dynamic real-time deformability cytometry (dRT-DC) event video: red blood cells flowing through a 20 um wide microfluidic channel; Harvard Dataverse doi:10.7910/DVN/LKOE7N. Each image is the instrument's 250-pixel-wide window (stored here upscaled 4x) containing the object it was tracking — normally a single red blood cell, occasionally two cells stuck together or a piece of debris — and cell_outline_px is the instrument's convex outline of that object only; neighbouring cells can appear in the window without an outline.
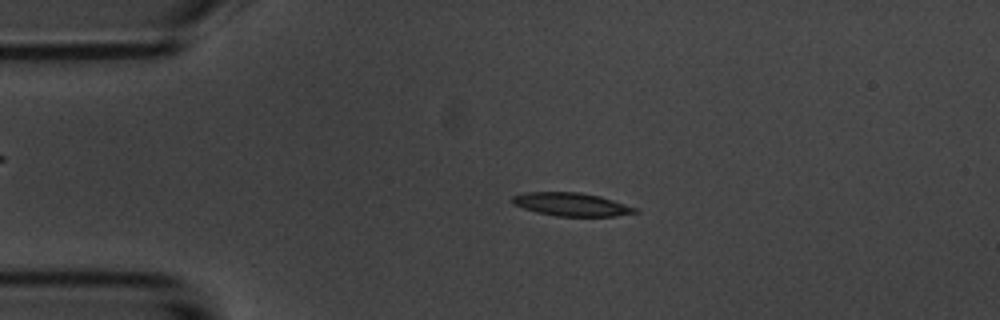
{"species": "common noctule bat (a hibernating species)", "species_latin": "Nyctalus noctula", "temperature_condition": "room temperature", "stored_images_in_passage": 5, "camera_frame_rate_fps": 3000, "um_per_image_px": 0.085, "animal": {"sex": "male", "body_mass_g": 20.1, "forearm_length_mm": 53.5}, "frame": {"image": 1, "passage_image": 4, "time_ms": 3.667, "image_size_px": [1000, 320], "cell_outline_px": [[640, 212], [616, 216], [556, 216], [536, 212], [512, 204], [512, 196], [524, 192], [580, 192], [600, 196], [636, 208]], "centroid_in_image_um": [48.55, 17.37], "position_along_channel_um": 36.5, "area_um2": 16.59}}